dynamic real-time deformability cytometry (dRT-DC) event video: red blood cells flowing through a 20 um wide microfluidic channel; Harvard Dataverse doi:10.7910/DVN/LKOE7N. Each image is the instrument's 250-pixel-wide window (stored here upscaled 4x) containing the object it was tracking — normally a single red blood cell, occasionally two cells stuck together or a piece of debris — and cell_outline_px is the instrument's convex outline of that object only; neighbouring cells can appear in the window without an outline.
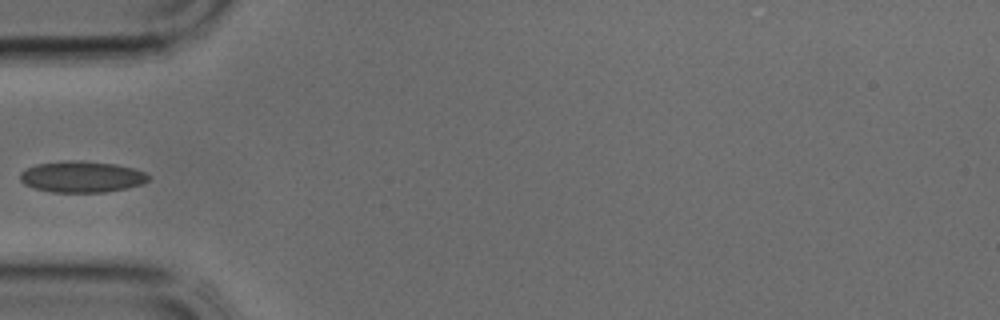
{"species": "common noctule bat (a hibernating species)", "species_latin": "Nyctalus noctula", "temperature_condition": "cold", "stored_images_in_passage": 6, "camera_frame_rate_fps": 3000, "um_per_image_px": 0.085, "animal": {"sex": "male", "body_mass_g": 17.9, "forearm_length_mm": 54.2}, "frame": {"image": 1, "passage_image": 1, "time_ms": 0.0, "image_size_px": [1000, 320], "cell_outline_px": [[148, 180], [140, 184], [124, 188], [104, 192], [52, 192], [36, 188], [24, 184], [20, 180], [20, 172], [36, 164], [60, 160], [80, 160], [116, 164], [132, 168], [144, 172], [148, 176]], "centroid_in_image_um": [6.9, 15.01], "position_along_channel_um": 78.1, "area_um2": 23.24}}